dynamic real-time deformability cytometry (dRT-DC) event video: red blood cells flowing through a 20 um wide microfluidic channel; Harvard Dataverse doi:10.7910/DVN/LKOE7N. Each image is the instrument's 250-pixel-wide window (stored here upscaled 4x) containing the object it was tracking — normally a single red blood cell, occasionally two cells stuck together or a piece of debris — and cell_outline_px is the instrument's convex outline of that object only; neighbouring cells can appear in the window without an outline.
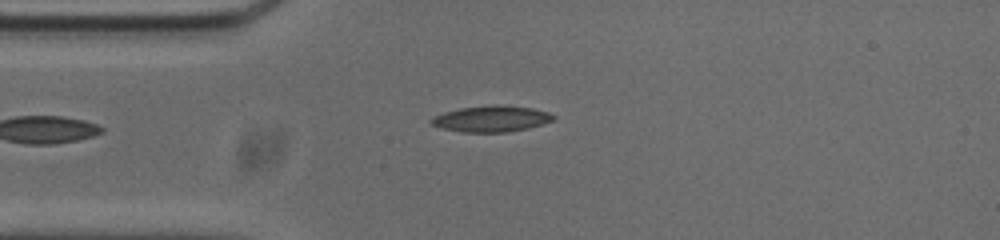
{"species": "common noctule bat (a hibernating species)", "species_latin": "Nyctalus noctula", "temperature_condition": "cold", "stored_images_in_passage": 38, "camera_frame_rate_fps": 3000, "um_per_image_px": 0.085, "animal": {"sex": "male", "body_mass_g": 20.0, "forearm_length_mm": 53.3}, "frame": {"image": 1, "passage_image": 1, "time_ms": 0.0, "image_size_px": [1000, 240], "cell_outline_px": [[556, 120], [544, 124], [528, 128], [508, 132], [460, 132], [440, 128], [432, 124], [428, 120], [444, 112], [460, 108], [496, 104], [532, 108], [548, 112], [556, 116]], "centroid_in_image_um": [41.8, 10.1], "position_along_channel_um": 43.2, "area_um2": 18.73}}
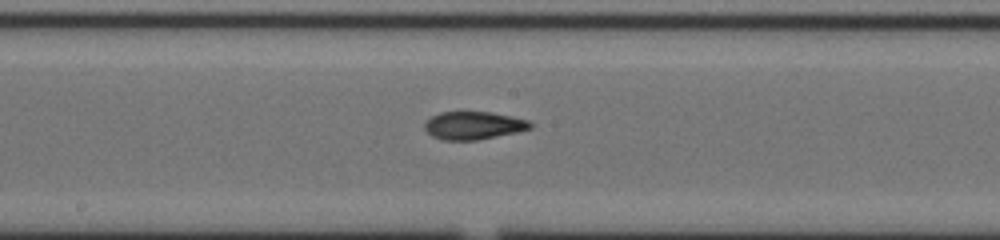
{"frame": {"image": 2, "passage_image": 15, "time_ms": 4.667, "image_size_px": [1000, 240], "cell_outline_px": [[532, 128], [516, 132], [476, 140], [444, 140], [432, 136], [424, 128], [424, 124], [432, 116], [440, 112], [492, 112], [512, 116], [528, 120], [532, 124]], "centroid_in_image_um": [40.25, 10.66], "position_along_channel_um": 207.9, "area_um2": 17.05}}
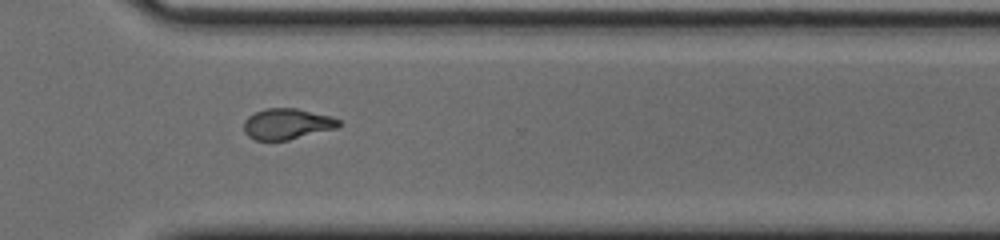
{"frame": {"image": 3, "passage_image": 26, "time_ms": 8.333, "image_size_px": [1000, 240], "cell_outline_px": [[340, 124], [336, 128], [288, 140], [256, 140], [248, 136], [244, 132], [244, 120], [248, 116], [264, 108], [296, 108], [332, 116], [340, 120]], "centroid_in_image_um": [24.38, 10.53], "position_along_channel_um": 346.2, "area_um2": 17.05}, "authors_computed_cell_mechanics": {"area_um2": 17.5134, "velocity_mm_per_s": 3.7677, "shape_relaxation_time_tau1_ms": 9.9156, "shape_relaxation_time_tau2_ms": 2.3576, "deformation_change_tau1": 0.2555, "deformation_change_tau2": 0.0912}}